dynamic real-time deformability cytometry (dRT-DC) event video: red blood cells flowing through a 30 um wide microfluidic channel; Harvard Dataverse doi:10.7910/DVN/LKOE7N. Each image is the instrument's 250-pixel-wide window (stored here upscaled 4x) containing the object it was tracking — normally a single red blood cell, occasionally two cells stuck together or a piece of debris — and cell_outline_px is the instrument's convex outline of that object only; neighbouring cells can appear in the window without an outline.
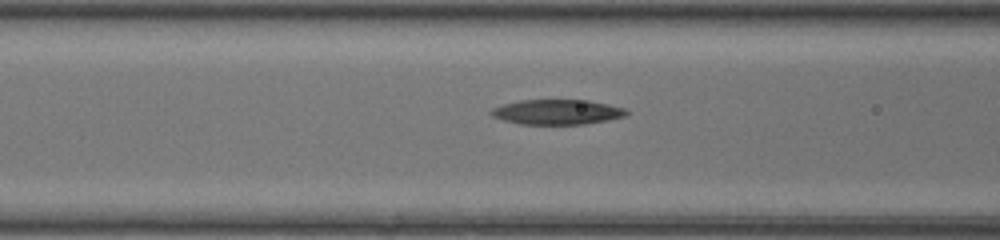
{"species": "common noctule bat (a hibernating species)", "species_latin": "Nyctalus noctula", "temperature_condition": "room temperature", "stored_images_in_passage": 6, "camera_frame_rate_fps": 3000, "um_per_image_px": 0.085, "animal": {"sex": "female", "body_mass_g": 20.0, "forearm_length_mm": 54.0}, "frame": {"image": 1, "passage_image": 5, "time_ms": 1.333, "image_size_px": [1000, 240], "cell_outline_px": [[628, 112], [624, 116], [608, 120], [584, 124], [520, 124], [504, 120], [492, 116], [488, 112], [492, 108], [504, 104], [520, 100], [588, 100], [608, 104], [624, 108]], "centroid_in_image_um": [47.33, 9.52], "position_along_channel_um": 119.3, "area_um2": 19.59}}